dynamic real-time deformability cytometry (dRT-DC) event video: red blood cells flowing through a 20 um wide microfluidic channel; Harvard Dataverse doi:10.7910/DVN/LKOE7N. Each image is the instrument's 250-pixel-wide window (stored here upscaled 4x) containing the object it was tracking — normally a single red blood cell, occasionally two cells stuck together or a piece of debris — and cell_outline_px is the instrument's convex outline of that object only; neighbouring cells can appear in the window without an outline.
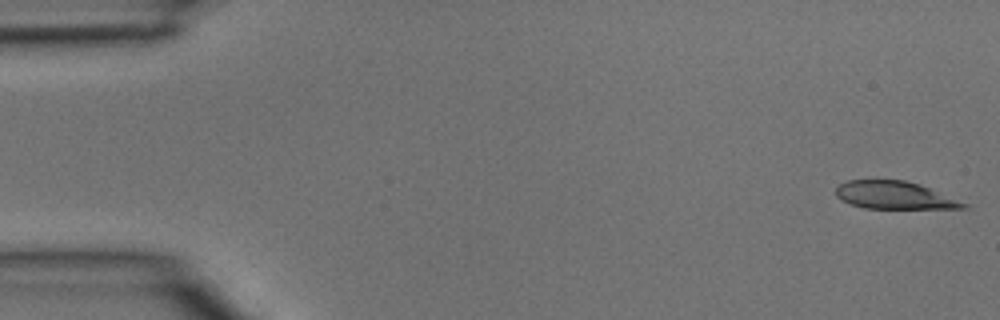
{"species": "common noctule bat (a hibernating species)", "species_latin": "Nyctalus noctula", "temperature_condition": "room temperature", "stored_images_in_passage": 3, "camera_frame_rate_fps": 3000, "um_per_image_px": 0.085, "animal": {"sex": "male", "body_mass_g": 15.6}, "frame": {"image": 1, "passage_image": 1, "time_ms": 0.0, "image_size_px": [1000, 320], "cell_outline_px": [[968, 208], [864, 208], [840, 200], [836, 196], [836, 188], [840, 184], [848, 180], [904, 180], [920, 184], [968, 204]], "centroid_in_image_um": [76.0, 16.59], "position_along_channel_um": 9.0, "area_um2": 20.35}}